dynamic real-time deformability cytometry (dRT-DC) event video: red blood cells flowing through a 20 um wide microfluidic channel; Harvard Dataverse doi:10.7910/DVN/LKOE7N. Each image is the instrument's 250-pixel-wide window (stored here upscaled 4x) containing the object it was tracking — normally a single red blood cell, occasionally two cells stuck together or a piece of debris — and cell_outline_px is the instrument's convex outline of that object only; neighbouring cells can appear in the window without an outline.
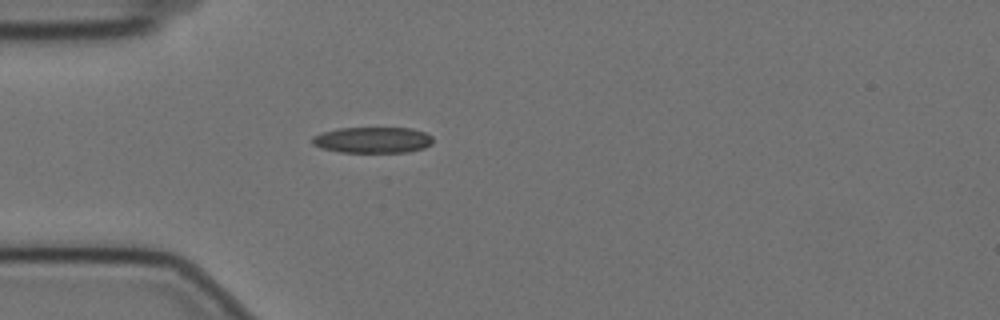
{"species": "Egyptian fruit bat (a non-hibernating species)", "species_latin": "Rousettus aegyptiacus", "temperature_condition": "cold", "stored_images_in_passage": 20, "camera_frame_rate_fps": 3000, "um_per_image_px": 0.085, "animal": {"sex": "female"}, "frame": {"image": 1, "passage_image": 9, "time_ms": 2.667, "image_size_px": [1000, 320], "cell_outline_px": [[432, 144], [424, 148], [408, 152], [340, 152], [320, 148], [312, 144], [312, 136], [320, 132], [336, 128], [412, 128], [424, 132], [432, 136]], "centroid_in_image_um": [31.64, 11.89], "position_along_channel_um": 53.4, "area_um2": 18.5}}
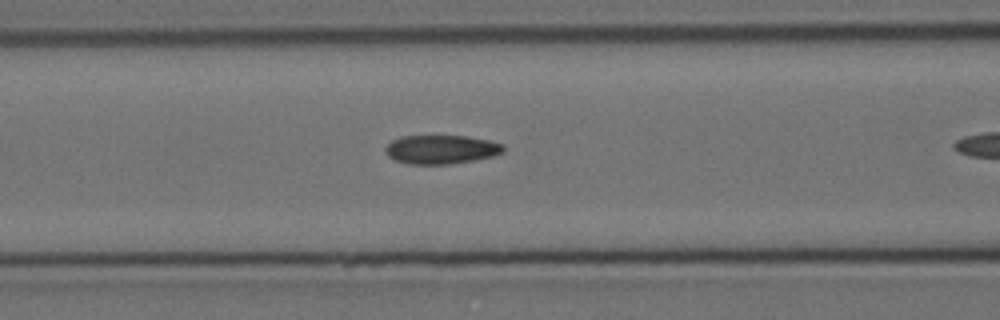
{"frame": {"image": 2, "passage_image": 12, "time_ms": 3.667, "image_size_px": [1000, 320], "cell_outline_px": [[504, 152], [492, 156], [472, 160], [448, 164], [408, 164], [396, 160], [388, 156], [384, 152], [384, 148], [392, 140], [400, 136], [468, 136], [488, 140], [504, 144]], "centroid_in_image_um": [37.48, 12.69], "position_along_channel_um": 129.1, "area_um2": 19.83}}
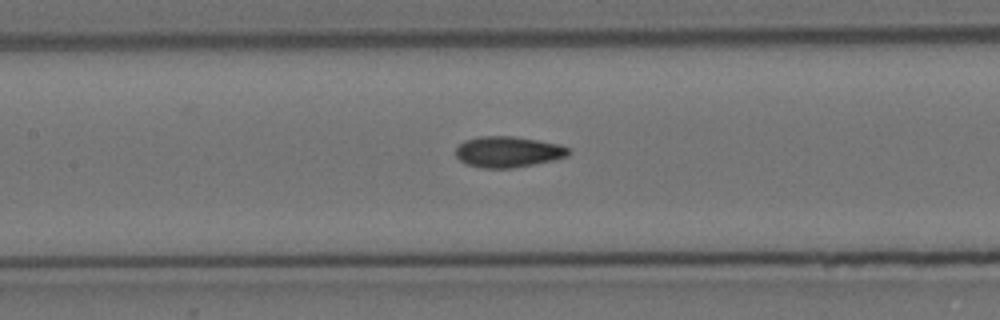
{"frame": {"image": 3, "passage_image": 15, "time_ms": 4.667, "image_size_px": [1000, 320], "cell_outline_px": [[568, 156], [556, 160], [512, 168], [480, 168], [468, 164], [460, 160], [456, 156], [456, 148], [464, 140], [480, 136], [512, 136], [560, 144], [568, 148]], "centroid_in_image_um": [43.18, 12.91], "position_along_channel_um": 164.2, "area_um2": 20.29}}